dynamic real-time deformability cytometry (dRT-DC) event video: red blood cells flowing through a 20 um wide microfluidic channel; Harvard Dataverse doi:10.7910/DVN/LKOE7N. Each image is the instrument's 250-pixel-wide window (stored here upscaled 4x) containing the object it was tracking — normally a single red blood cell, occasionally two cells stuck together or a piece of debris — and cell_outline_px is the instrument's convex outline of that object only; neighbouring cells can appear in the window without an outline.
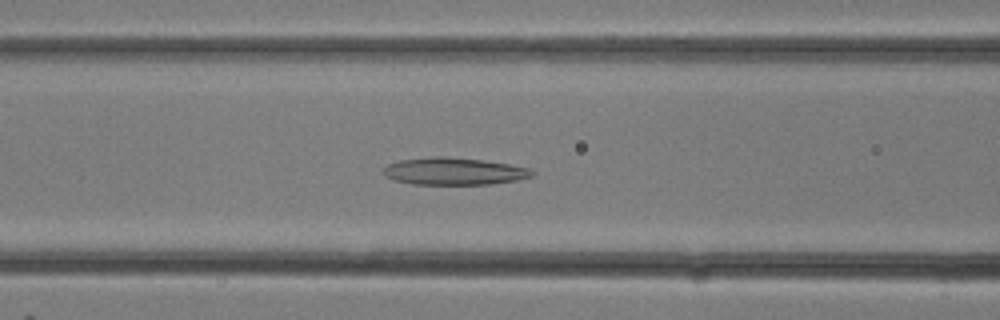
{"species": "common noctule bat (a hibernating species)", "species_latin": "Nyctalus noctula", "temperature_condition": "room temperature", "stored_images_in_passage": 16, "camera_frame_rate_fps": 3000, "um_per_image_px": 0.085, "animal": {"sex": "female"}, "frame": {"image": 1, "passage_image": 12, "time_ms": 3.667, "image_size_px": [1000, 320], "cell_outline_px": [[536, 172], [532, 176], [516, 180], [488, 184], [412, 184], [396, 180], [384, 176], [380, 172], [388, 164], [400, 160], [432, 156], [444, 156], [480, 160], [508, 164], [528, 168]], "centroid_in_image_um": [38.54, 14.55], "position_along_channel_um": 128.1, "area_um2": 23.47}}
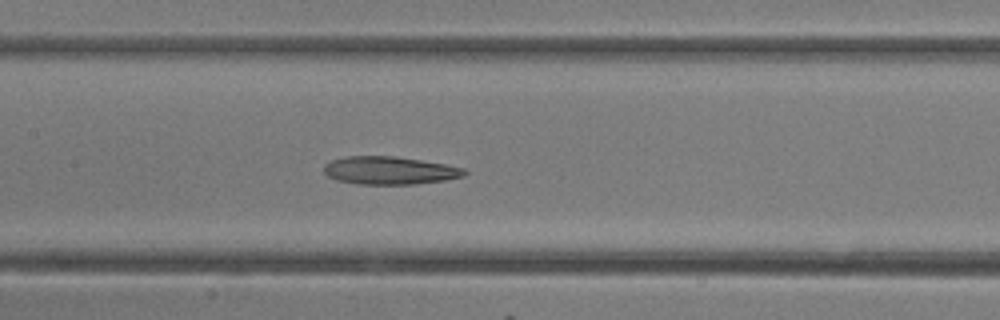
{"frame": {"image": 2, "passage_image": 14, "time_ms": 4.333, "image_size_px": [1000, 320], "cell_outline_px": [[468, 172], [464, 176], [444, 180], [416, 184], [356, 184], [336, 180], [328, 176], [324, 172], [324, 164], [332, 160], [348, 156], [396, 156], [444, 164], [464, 168]], "centroid_in_image_um": [33.1, 14.49], "position_along_channel_um": 174.3, "area_um2": 22.83}}
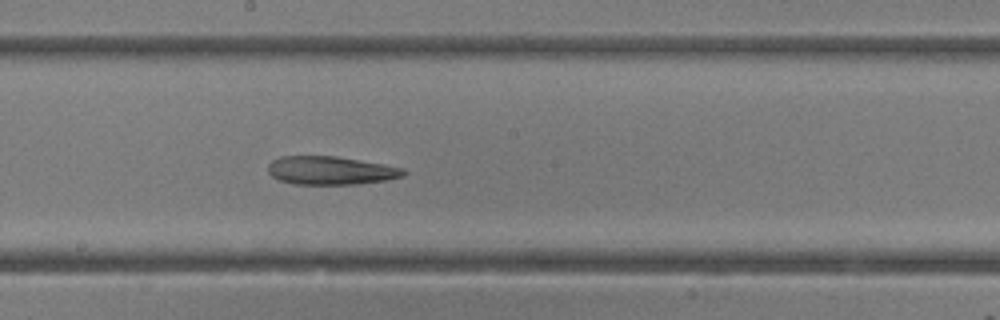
{"frame": {"image": 3, "passage_image": 16, "time_ms": 5.0, "image_size_px": [1000, 320], "cell_outline_px": [[408, 172], [404, 176], [388, 180], [360, 184], [292, 184], [280, 180], [272, 176], [268, 172], [268, 164], [272, 160], [280, 156], [336, 156], [384, 164], [404, 168]], "centroid_in_image_um": [28.14, 14.49], "position_along_channel_um": 220.1, "area_um2": 22.6}}